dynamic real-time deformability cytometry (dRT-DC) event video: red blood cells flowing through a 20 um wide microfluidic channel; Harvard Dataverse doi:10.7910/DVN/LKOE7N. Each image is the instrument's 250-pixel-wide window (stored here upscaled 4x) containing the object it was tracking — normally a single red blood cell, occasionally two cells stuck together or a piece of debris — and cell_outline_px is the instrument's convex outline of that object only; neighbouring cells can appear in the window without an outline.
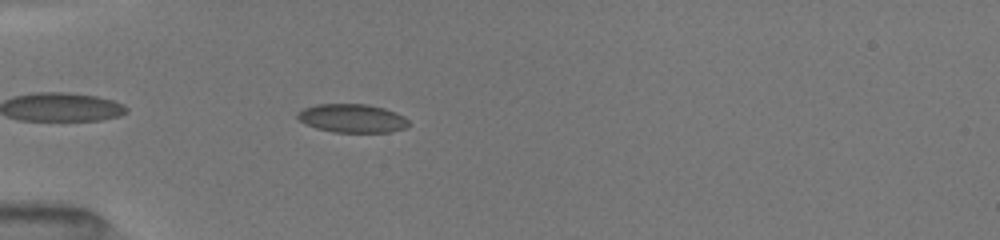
{"species": "common noctule bat (a hibernating species)", "species_latin": "Nyctalus noctula", "temperature_condition": "room temperature", "stored_images_in_passage": 30, "camera_frame_rate_fps": 3000, "um_per_image_px": 0.085, "animal": {"sex": "female", "body_mass_g": 19.5, "forearm_length_mm": 54.1}, "frame": {"image": 1, "passage_image": 2, "time_ms": 0.333, "image_size_px": [1000, 240], "cell_outline_px": [[412, 124], [408, 128], [388, 132], [332, 132], [316, 128], [304, 124], [296, 116], [296, 112], [304, 108], [316, 104], [368, 104], [384, 108], [396, 112], [404, 116]], "centroid_in_image_um": [29.96, 10.06], "position_along_channel_um": 55.0, "area_um2": 18.79}}
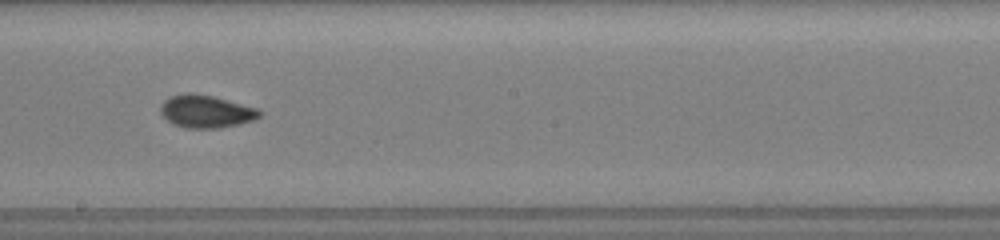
{"frame": {"image": 2, "passage_image": 13, "time_ms": 5.0, "image_size_px": [1000, 240], "cell_outline_px": [[264, 112], [256, 120], [240, 124], [220, 128], [184, 128], [172, 124], [160, 112], [160, 104], [164, 100], [172, 96], [188, 92], [212, 96], [256, 108]], "centroid_in_image_um": [17.52, 9.49], "position_along_channel_um": 230.7, "area_um2": 18.9}}
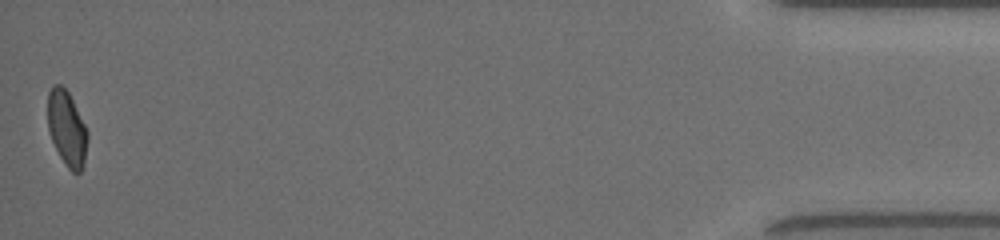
{"frame": {"image": 3, "passage_image": 30, "time_ms": 12.0, "image_size_px": [1000, 240], "cell_outline_px": [[88, 140], [84, 164], [80, 172], [72, 172], [68, 168], [60, 156], [52, 140], [48, 128], [48, 92], [52, 84], [60, 84], [68, 92], [88, 132]], "centroid_in_image_um": [5.68, 10.91], "position_along_channel_um": 429.5, "area_um2": 17.22}, "authors_computed_cell_mechanics": {"area_um2": 18.0336, "velocity_mm_per_s": 4.0445, "shape_relaxation_time_tau1_ms": null, "shape_relaxation_time_tau2_ms": 1.4596, "deformation_change_tau1": null, "deformation_change_tau2": 0.0486}}